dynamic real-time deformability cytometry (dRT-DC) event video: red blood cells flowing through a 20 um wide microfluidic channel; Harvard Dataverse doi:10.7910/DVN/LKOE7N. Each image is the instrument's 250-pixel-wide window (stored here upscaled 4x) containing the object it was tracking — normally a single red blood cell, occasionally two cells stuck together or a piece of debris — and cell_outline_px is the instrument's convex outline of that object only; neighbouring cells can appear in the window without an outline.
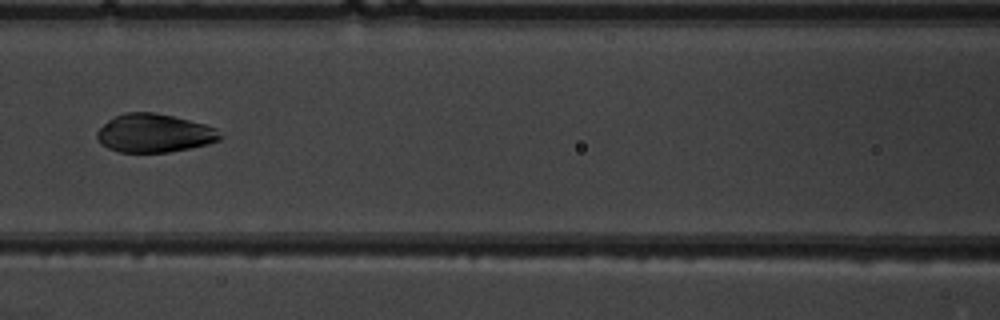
{"species": "common noctule bat (a hibernating species)", "species_latin": "Nyctalus noctula", "temperature_condition": "warm", "stored_images_in_passage": 5, "camera_frame_rate_fps": 3000, "um_per_image_px": 0.085, "animal": {"sex": "male", "body_mass_g": 19.5, "forearm_length_mm": 54.6}, "frame": {"image": 1, "passage_image": 5, "time_ms": 5.667, "image_size_px": [1000, 320], "cell_outline_px": [[224, 136], [220, 140], [208, 144], [168, 152], [120, 152], [108, 148], [96, 136], [96, 132], [108, 120], [124, 112], [152, 112], [172, 116], [204, 124], [216, 128]], "centroid_in_image_um": [13.14, 11.32], "position_along_channel_um": 153.5, "area_um2": 27.34}}